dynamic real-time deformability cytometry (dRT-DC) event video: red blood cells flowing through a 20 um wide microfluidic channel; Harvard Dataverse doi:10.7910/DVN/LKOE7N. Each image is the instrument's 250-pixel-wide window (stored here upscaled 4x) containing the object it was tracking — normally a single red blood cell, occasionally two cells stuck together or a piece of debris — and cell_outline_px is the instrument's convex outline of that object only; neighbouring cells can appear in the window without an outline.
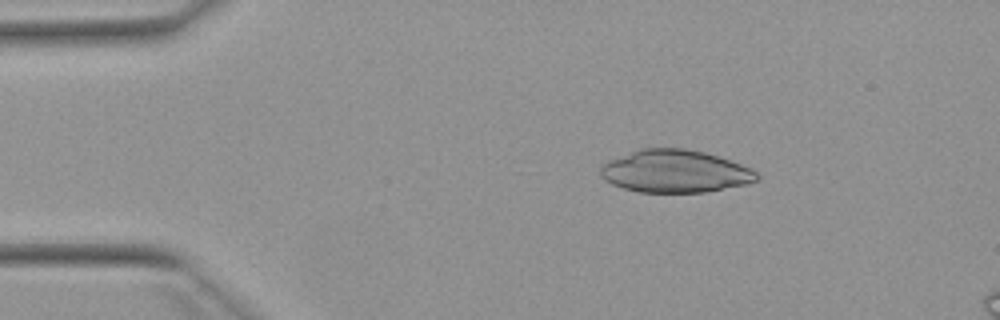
{"species": "Egyptian fruit bat (a non-hibernating species)", "species_latin": "Rousettus aegyptiacus", "temperature_condition": "warm", "stored_images_in_passage": 14, "camera_frame_rate_fps": 3000, "um_per_image_px": 0.085, "animal": {"sex": "female"}, "frame": {"image": 1, "passage_image": 8, "time_ms": 2.333, "image_size_px": [1000, 320], "cell_outline_px": [[760, 180], [748, 184], [704, 192], [640, 192], [624, 188], [612, 184], [604, 180], [600, 176], [600, 168], [608, 160], [640, 148], [688, 148], [704, 152], [740, 164], [756, 172], [760, 176]], "centroid_in_image_um": [57.36, 14.56], "position_along_channel_um": 27.6, "area_um2": 38.78}}